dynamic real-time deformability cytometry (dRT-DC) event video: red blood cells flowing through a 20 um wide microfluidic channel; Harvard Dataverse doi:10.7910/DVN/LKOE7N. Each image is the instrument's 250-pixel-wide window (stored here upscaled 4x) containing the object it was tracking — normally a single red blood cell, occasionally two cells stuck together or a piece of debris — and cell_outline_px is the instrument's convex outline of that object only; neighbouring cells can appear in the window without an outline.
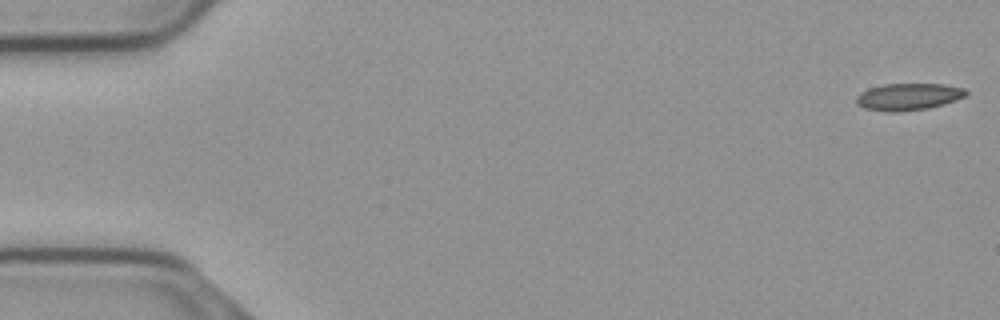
{"species": "common noctule bat (a hibernating species)", "species_latin": "Nyctalus noctula", "temperature_condition": "cold", "stored_images_in_passage": 55, "camera_frame_rate_fps": 3000, "um_per_image_px": 0.085, "animal": {"sex": "male", "body_mass_g": 23.1, "forearm_length_mm": 52.7}, "frame": {"image": 1, "passage_image": 1, "time_ms": 0.0, "image_size_px": [1000, 320], "cell_outline_px": [[968, 92], [964, 96], [956, 100], [944, 104], [928, 108], [896, 112], [888, 112], [864, 108], [856, 104], [856, 96], [860, 92], [868, 88], [884, 84], [944, 84], [964, 88]], "centroid_in_image_um": [77.18, 8.22], "position_along_channel_um": 7.8, "area_um2": 17.28}}
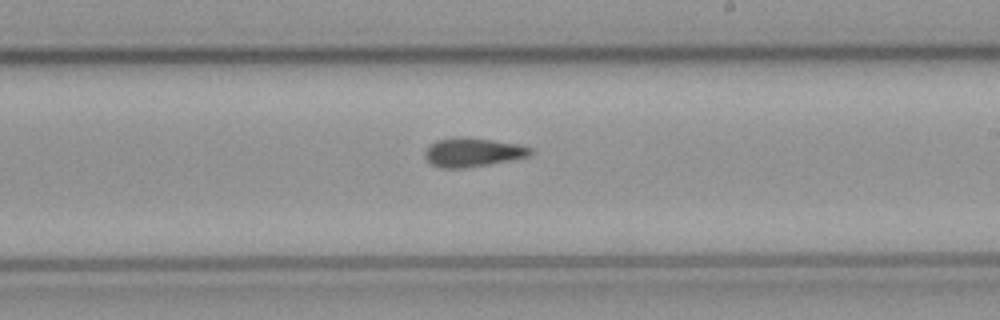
{"frame": {"image": 2, "passage_image": 32, "time_ms": 10.333, "image_size_px": [1000, 320], "cell_outline_px": [[536, 152], [532, 156], [488, 164], [464, 168], [440, 168], [432, 164], [424, 156], [424, 152], [436, 140], [464, 136], [520, 144], [532, 148]], "centroid_in_image_um": [40.25, 12.94], "position_along_channel_um": 248.8, "area_um2": 17.86}}
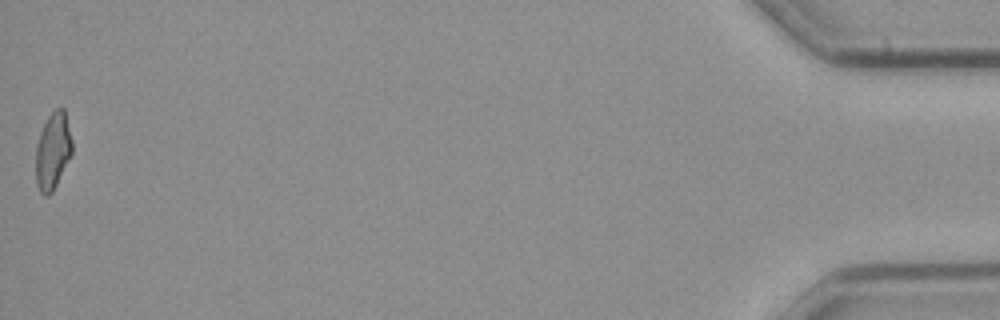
{"frame": {"image": 3, "passage_image": 55, "time_ms": 18.0, "image_size_px": [1000, 320], "cell_outline_px": [[72, 152], [52, 192], [48, 196], [44, 196], [40, 192], [36, 180], [36, 144], [40, 132], [48, 116], [56, 108], [64, 108], [72, 140]], "centroid_in_image_um": [4.48, 12.82], "position_along_channel_um": 430.7, "area_um2": 16.07}, "authors_computed_cell_mechanics": {"area_um2": 17.3978, "velocity_mm_per_s": 3.7366, "shape_relaxation_time_tau1_ms": null, "shape_relaxation_time_tau2_ms": 3.0954, "deformation_change_tau1": null, "deformation_change_tau2": 0.108}}